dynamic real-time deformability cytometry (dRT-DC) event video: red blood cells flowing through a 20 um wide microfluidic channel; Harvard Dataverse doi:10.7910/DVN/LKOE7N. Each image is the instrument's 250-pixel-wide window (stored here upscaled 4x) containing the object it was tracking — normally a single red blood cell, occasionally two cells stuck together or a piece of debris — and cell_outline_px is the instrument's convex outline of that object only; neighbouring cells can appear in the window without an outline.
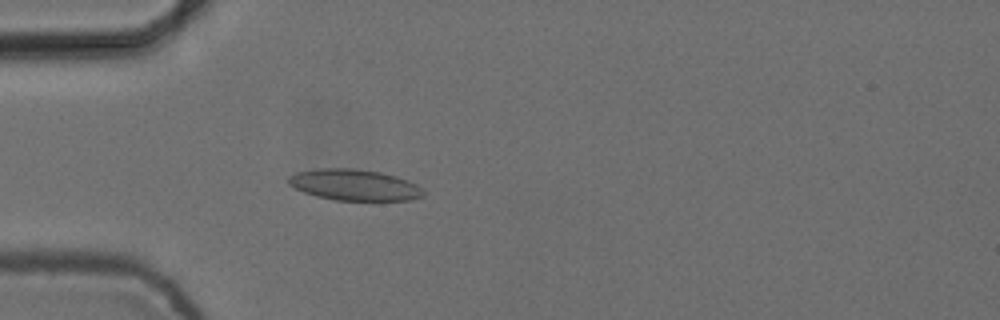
{"species": "common noctule bat (a hibernating species)", "species_latin": "Nyctalus noctula", "temperature_condition": "cold", "stored_images_in_passage": 4, "camera_frame_rate_fps": 3000, "um_per_image_px": 0.085, "animal": {"sex": "female", "body_mass_g": 24.6, "forearm_length_mm": 56.2}, "frame": {"image": 1, "passage_image": 4, "time_ms": 1.0, "image_size_px": [1000, 320], "cell_outline_px": [[424, 196], [412, 200], [336, 200], [316, 196], [304, 192], [288, 184], [288, 176], [296, 172], [320, 168], [352, 168], [380, 172], [396, 176], [408, 180], [416, 184], [424, 192]], "centroid_in_image_um": [30.12, 15.71], "position_along_channel_um": 54.9, "area_um2": 24.45}}